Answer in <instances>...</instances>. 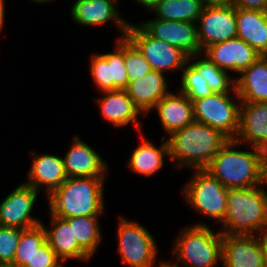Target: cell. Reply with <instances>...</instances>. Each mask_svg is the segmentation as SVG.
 <instances>
[{
  "label": "cell",
  "mask_w": 267,
  "mask_h": 267,
  "mask_svg": "<svg viewBox=\"0 0 267 267\" xmlns=\"http://www.w3.org/2000/svg\"><path fill=\"white\" fill-rule=\"evenodd\" d=\"M170 160L177 167L205 169L229 141L219 130L193 121L167 138Z\"/></svg>",
  "instance_id": "6da1fadb"
},
{
  "label": "cell",
  "mask_w": 267,
  "mask_h": 267,
  "mask_svg": "<svg viewBox=\"0 0 267 267\" xmlns=\"http://www.w3.org/2000/svg\"><path fill=\"white\" fill-rule=\"evenodd\" d=\"M105 178L68 177L47 198L50 215L60 218L102 216Z\"/></svg>",
  "instance_id": "7a4b0ae2"
},
{
  "label": "cell",
  "mask_w": 267,
  "mask_h": 267,
  "mask_svg": "<svg viewBox=\"0 0 267 267\" xmlns=\"http://www.w3.org/2000/svg\"><path fill=\"white\" fill-rule=\"evenodd\" d=\"M265 183L250 188H229L223 235H258L267 228Z\"/></svg>",
  "instance_id": "3957f363"
},
{
  "label": "cell",
  "mask_w": 267,
  "mask_h": 267,
  "mask_svg": "<svg viewBox=\"0 0 267 267\" xmlns=\"http://www.w3.org/2000/svg\"><path fill=\"white\" fill-rule=\"evenodd\" d=\"M239 145L235 139H229L205 169L228 189L263 185L256 147H251L253 151H241L235 149Z\"/></svg>",
  "instance_id": "277c9868"
},
{
  "label": "cell",
  "mask_w": 267,
  "mask_h": 267,
  "mask_svg": "<svg viewBox=\"0 0 267 267\" xmlns=\"http://www.w3.org/2000/svg\"><path fill=\"white\" fill-rule=\"evenodd\" d=\"M223 234L206 223L183 228L173 241L172 255L181 267H216L222 262Z\"/></svg>",
  "instance_id": "5b68a950"
},
{
  "label": "cell",
  "mask_w": 267,
  "mask_h": 267,
  "mask_svg": "<svg viewBox=\"0 0 267 267\" xmlns=\"http://www.w3.org/2000/svg\"><path fill=\"white\" fill-rule=\"evenodd\" d=\"M195 172L186 183L183 198L196 212L222 223L227 212L228 188L206 169Z\"/></svg>",
  "instance_id": "8992f818"
},
{
  "label": "cell",
  "mask_w": 267,
  "mask_h": 267,
  "mask_svg": "<svg viewBox=\"0 0 267 267\" xmlns=\"http://www.w3.org/2000/svg\"><path fill=\"white\" fill-rule=\"evenodd\" d=\"M233 95L235 97L228 93H213L193 100L194 121L219 130L229 139H235L239 129L241 99L236 91Z\"/></svg>",
  "instance_id": "52a82bcc"
},
{
  "label": "cell",
  "mask_w": 267,
  "mask_h": 267,
  "mask_svg": "<svg viewBox=\"0 0 267 267\" xmlns=\"http://www.w3.org/2000/svg\"><path fill=\"white\" fill-rule=\"evenodd\" d=\"M118 254L129 267H155L158 247L153 235L142 224L119 216Z\"/></svg>",
  "instance_id": "ba28073f"
},
{
  "label": "cell",
  "mask_w": 267,
  "mask_h": 267,
  "mask_svg": "<svg viewBox=\"0 0 267 267\" xmlns=\"http://www.w3.org/2000/svg\"><path fill=\"white\" fill-rule=\"evenodd\" d=\"M126 37L140 50L151 69L166 73L183 69L188 55L180 48L151 36L140 24L129 23Z\"/></svg>",
  "instance_id": "9c48e42d"
},
{
  "label": "cell",
  "mask_w": 267,
  "mask_h": 267,
  "mask_svg": "<svg viewBox=\"0 0 267 267\" xmlns=\"http://www.w3.org/2000/svg\"><path fill=\"white\" fill-rule=\"evenodd\" d=\"M197 33L201 54L212 44L236 38V7L231 3H207L198 18Z\"/></svg>",
  "instance_id": "30bf717a"
},
{
  "label": "cell",
  "mask_w": 267,
  "mask_h": 267,
  "mask_svg": "<svg viewBox=\"0 0 267 267\" xmlns=\"http://www.w3.org/2000/svg\"><path fill=\"white\" fill-rule=\"evenodd\" d=\"M39 192L25 183L15 187L0 203V225L27 229L41 224L31 214Z\"/></svg>",
  "instance_id": "8fae6325"
},
{
  "label": "cell",
  "mask_w": 267,
  "mask_h": 267,
  "mask_svg": "<svg viewBox=\"0 0 267 267\" xmlns=\"http://www.w3.org/2000/svg\"><path fill=\"white\" fill-rule=\"evenodd\" d=\"M139 24L154 38L180 48L188 56L201 54L197 23L154 18Z\"/></svg>",
  "instance_id": "7c38bea8"
},
{
  "label": "cell",
  "mask_w": 267,
  "mask_h": 267,
  "mask_svg": "<svg viewBox=\"0 0 267 267\" xmlns=\"http://www.w3.org/2000/svg\"><path fill=\"white\" fill-rule=\"evenodd\" d=\"M202 54H205L220 69L234 72L238 76L261 57L254 48L237 37L212 44Z\"/></svg>",
  "instance_id": "4fadbf2b"
},
{
  "label": "cell",
  "mask_w": 267,
  "mask_h": 267,
  "mask_svg": "<svg viewBox=\"0 0 267 267\" xmlns=\"http://www.w3.org/2000/svg\"><path fill=\"white\" fill-rule=\"evenodd\" d=\"M117 0H75L70 12L72 20L82 26H100L113 22L125 38L129 22L118 13Z\"/></svg>",
  "instance_id": "5bb4252c"
},
{
  "label": "cell",
  "mask_w": 267,
  "mask_h": 267,
  "mask_svg": "<svg viewBox=\"0 0 267 267\" xmlns=\"http://www.w3.org/2000/svg\"><path fill=\"white\" fill-rule=\"evenodd\" d=\"M67 177L106 178L108 166L104 159L79 135L73 136L71 146L63 157Z\"/></svg>",
  "instance_id": "9a60e30c"
},
{
  "label": "cell",
  "mask_w": 267,
  "mask_h": 267,
  "mask_svg": "<svg viewBox=\"0 0 267 267\" xmlns=\"http://www.w3.org/2000/svg\"><path fill=\"white\" fill-rule=\"evenodd\" d=\"M223 267H266L258 235H223Z\"/></svg>",
  "instance_id": "2e32d148"
},
{
  "label": "cell",
  "mask_w": 267,
  "mask_h": 267,
  "mask_svg": "<svg viewBox=\"0 0 267 267\" xmlns=\"http://www.w3.org/2000/svg\"><path fill=\"white\" fill-rule=\"evenodd\" d=\"M101 93L103 97L95 99L103 119L117 128L126 127L132 123L138 133L142 131L141 126L144 123L138 120V116L144 114L128 96L126 90H110Z\"/></svg>",
  "instance_id": "e0dca14e"
},
{
  "label": "cell",
  "mask_w": 267,
  "mask_h": 267,
  "mask_svg": "<svg viewBox=\"0 0 267 267\" xmlns=\"http://www.w3.org/2000/svg\"><path fill=\"white\" fill-rule=\"evenodd\" d=\"M31 156L34 158L27 173V181L23 183L36 191L45 189L48 197L68 178L63 157L46 153L37 155L35 151L31 152Z\"/></svg>",
  "instance_id": "ac0fdd59"
},
{
  "label": "cell",
  "mask_w": 267,
  "mask_h": 267,
  "mask_svg": "<svg viewBox=\"0 0 267 267\" xmlns=\"http://www.w3.org/2000/svg\"><path fill=\"white\" fill-rule=\"evenodd\" d=\"M165 75L152 69L129 83L126 89L128 96L144 115L150 113L155 105L170 92Z\"/></svg>",
  "instance_id": "d6986e66"
},
{
  "label": "cell",
  "mask_w": 267,
  "mask_h": 267,
  "mask_svg": "<svg viewBox=\"0 0 267 267\" xmlns=\"http://www.w3.org/2000/svg\"><path fill=\"white\" fill-rule=\"evenodd\" d=\"M267 139V102H241L239 129L235 140L257 147Z\"/></svg>",
  "instance_id": "ffe728a7"
},
{
  "label": "cell",
  "mask_w": 267,
  "mask_h": 267,
  "mask_svg": "<svg viewBox=\"0 0 267 267\" xmlns=\"http://www.w3.org/2000/svg\"><path fill=\"white\" fill-rule=\"evenodd\" d=\"M51 224L49 229L45 227L46 241L54 250L57 258L66 262L69 259L88 261L91 257L79 246L77 239H74L73 224L65 219L50 215Z\"/></svg>",
  "instance_id": "44dd1931"
},
{
  "label": "cell",
  "mask_w": 267,
  "mask_h": 267,
  "mask_svg": "<svg viewBox=\"0 0 267 267\" xmlns=\"http://www.w3.org/2000/svg\"><path fill=\"white\" fill-rule=\"evenodd\" d=\"M152 110L157 111L163 130L169 136L194 121L193 103L181 92H169Z\"/></svg>",
  "instance_id": "7402d4cb"
},
{
  "label": "cell",
  "mask_w": 267,
  "mask_h": 267,
  "mask_svg": "<svg viewBox=\"0 0 267 267\" xmlns=\"http://www.w3.org/2000/svg\"><path fill=\"white\" fill-rule=\"evenodd\" d=\"M237 38L267 56V11L236 7Z\"/></svg>",
  "instance_id": "603a6c76"
},
{
  "label": "cell",
  "mask_w": 267,
  "mask_h": 267,
  "mask_svg": "<svg viewBox=\"0 0 267 267\" xmlns=\"http://www.w3.org/2000/svg\"><path fill=\"white\" fill-rule=\"evenodd\" d=\"M140 137V145L133 150L127 166L133 173L149 177L162 169L165 158L170 157L169 145L166 136H162L160 146L145 139L141 132Z\"/></svg>",
  "instance_id": "cb8c5ba5"
},
{
  "label": "cell",
  "mask_w": 267,
  "mask_h": 267,
  "mask_svg": "<svg viewBox=\"0 0 267 267\" xmlns=\"http://www.w3.org/2000/svg\"><path fill=\"white\" fill-rule=\"evenodd\" d=\"M235 78L241 102H267V56H261Z\"/></svg>",
  "instance_id": "d4e9b609"
},
{
  "label": "cell",
  "mask_w": 267,
  "mask_h": 267,
  "mask_svg": "<svg viewBox=\"0 0 267 267\" xmlns=\"http://www.w3.org/2000/svg\"><path fill=\"white\" fill-rule=\"evenodd\" d=\"M206 0H162L151 11L156 19L197 23Z\"/></svg>",
  "instance_id": "484cf974"
},
{
  "label": "cell",
  "mask_w": 267,
  "mask_h": 267,
  "mask_svg": "<svg viewBox=\"0 0 267 267\" xmlns=\"http://www.w3.org/2000/svg\"><path fill=\"white\" fill-rule=\"evenodd\" d=\"M195 54L188 56V62L202 75L207 81L210 89L214 93H231L236 91L235 78L231 77L227 71L220 69L206 55ZM200 56L201 58H198ZM198 59H197V58Z\"/></svg>",
  "instance_id": "4316f807"
},
{
  "label": "cell",
  "mask_w": 267,
  "mask_h": 267,
  "mask_svg": "<svg viewBox=\"0 0 267 267\" xmlns=\"http://www.w3.org/2000/svg\"><path fill=\"white\" fill-rule=\"evenodd\" d=\"M65 220L73 224L74 239H77L79 246L92 257L103 239L99 216H77Z\"/></svg>",
  "instance_id": "83f0119b"
},
{
  "label": "cell",
  "mask_w": 267,
  "mask_h": 267,
  "mask_svg": "<svg viewBox=\"0 0 267 267\" xmlns=\"http://www.w3.org/2000/svg\"><path fill=\"white\" fill-rule=\"evenodd\" d=\"M45 226L42 222L37 226L22 230L13 264L18 267L32 266V257L46 242Z\"/></svg>",
  "instance_id": "f1b7e54d"
},
{
  "label": "cell",
  "mask_w": 267,
  "mask_h": 267,
  "mask_svg": "<svg viewBox=\"0 0 267 267\" xmlns=\"http://www.w3.org/2000/svg\"><path fill=\"white\" fill-rule=\"evenodd\" d=\"M182 70L181 89L179 92L183 93L191 101L214 93L207 84V81H205L203 74L201 75L188 61Z\"/></svg>",
  "instance_id": "f546056e"
},
{
  "label": "cell",
  "mask_w": 267,
  "mask_h": 267,
  "mask_svg": "<svg viewBox=\"0 0 267 267\" xmlns=\"http://www.w3.org/2000/svg\"><path fill=\"white\" fill-rule=\"evenodd\" d=\"M100 54L111 65L113 90H126L129 80L124 61V38L117 39L114 52Z\"/></svg>",
  "instance_id": "4dcf8cb0"
},
{
  "label": "cell",
  "mask_w": 267,
  "mask_h": 267,
  "mask_svg": "<svg viewBox=\"0 0 267 267\" xmlns=\"http://www.w3.org/2000/svg\"><path fill=\"white\" fill-rule=\"evenodd\" d=\"M124 61L129 83L152 70L140 50L127 37L124 38Z\"/></svg>",
  "instance_id": "1f68e13d"
},
{
  "label": "cell",
  "mask_w": 267,
  "mask_h": 267,
  "mask_svg": "<svg viewBox=\"0 0 267 267\" xmlns=\"http://www.w3.org/2000/svg\"><path fill=\"white\" fill-rule=\"evenodd\" d=\"M89 64L90 74L99 92L113 90L111 65L100 54H93Z\"/></svg>",
  "instance_id": "d6a6232c"
},
{
  "label": "cell",
  "mask_w": 267,
  "mask_h": 267,
  "mask_svg": "<svg viewBox=\"0 0 267 267\" xmlns=\"http://www.w3.org/2000/svg\"><path fill=\"white\" fill-rule=\"evenodd\" d=\"M22 230L0 225V264L13 263Z\"/></svg>",
  "instance_id": "836d02e7"
},
{
  "label": "cell",
  "mask_w": 267,
  "mask_h": 267,
  "mask_svg": "<svg viewBox=\"0 0 267 267\" xmlns=\"http://www.w3.org/2000/svg\"><path fill=\"white\" fill-rule=\"evenodd\" d=\"M59 261L54 250L46 241L32 257V266L23 267H54Z\"/></svg>",
  "instance_id": "e575fe53"
},
{
  "label": "cell",
  "mask_w": 267,
  "mask_h": 267,
  "mask_svg": "<svg viewBox=\"0 0 267 267\" xmlns=\"http://www.w3.org/2000/svg\"><path fill=\"white\" fill-rule=\"evenodd\" d=\"M231 4L243 9L267 11V0H233Z\"/></svg>",
  "instance_id": "d590c367"
},
{
  "label": "cell",
  "mask_w": 267,
  "mask_h": 267,
  "mask_svg": "<svg viewBox=\"0 0 267 267\" xmlns=\"http://www.w3.org/2000/svg\"><path fill=\"white\" fill-rule=\"evenodd\" d=\"M259 165L264 176L267 174V139L256 147Z\"/></svg>",
  "instance_id": "8d00e7d4"
},
{
  "label": "cell",
  "mask_w": 267,
  "mask_h": 267,
  "mask_svg": "<svg viewBox=\"0 0 267 267\" xmlns=\"http://www.w3.org/2000/svg\"><path fill=\"white\" fill-rule=\"evenodd\" d=\"M258 238L261 243L265 266L267 267V228L258 234Z\"/></svg>",
  "instance_id": "74e56055"
},
{
  "label": "cell",
  "mask_w": 267,
  "mask_h": 267,
  "mask_svg": "<svg viewBox=\"0 0 267 267\" xmlns=\"http://www.w3.org/2000/svg\"><path fill=\"white\" fill-rule=\"evenodd\" d=\"M138 4L145 7V9L152 10L162 0H135Z\"/></svg>",
  "instance_id": "f35d334b"
},
{
  "label": "cell",
  "mask_w": 267,
  "mask_h": 267,
  "mask_svg": "<svg viewBox=\"0 0 267 267\" xmlns=\"http://www.w3.org/2000/svg\"><path fill=\"white\" fill-rule=\"evenodd\" d=\"M5 9L6 7L4 0H0V33L4 28Z\"/></svg>",
  "instance_id": "ab89813d"
},
{
  "label": "cell",
  "mask_w": 267,
  "mask_h": 267,
  "mask_svg": "<svg viewBox=\"0 0 267 267\" xmlns=\"http://www.w3.org/2000/svg\"><path fill=\"white\" fill-rule=\"evenodd\" d=\"M158 267H181L175 263H170V262H167L166 260L165 261H159L158 262Z\"/></svg>",
  "instance_id": "60d3db41"
},
{
  "label": "cell",
  "mask_w": 267,
  "mask_h": 267,
  "mask_svg": "<svg viewBox=\"0 0 267 267\" xmlns=\"http://www.w3.org/2000/svg\"><path fill=\"white\" fill-rule=\"evenodd\" d=\"M233 0H206L207 3H232Z\"/></svg>",
  "instance_id": "b9f144b4"
},
{
  "label": "cell",
  "mask_w": 267,
  "mask_h": 267,
  "mask_svg": "<svg viewBox=\"0 0 267 267\" xmlns=\"http://www.w3.org/2000/svg\"><path fill=\"white\" fill-rule=\"evenodd\" d=\"M34 1L35 3H38V4H45V3H49V2H52V0H32Z\"/></svg>",
  "instance_id": "7bdbcfd3"
},
{
  "label": "cell",
  "mask_w": 267,
  "mask_h": 267,
  "mask_svg": "<svg viewBox=\"0 0 267 267\" xmlns=\"http://www.w3.org/2000/svg\"><path fill=\"white\" fill-rule=\"evenodd\" d=\"M0 267H18V266L13 263H6V264H0Z\"/></svg>",
  "instance_id": "ee69618b"
},
{
  "label": "cell",
  "mask_w": 267,
  "mask_h": 267,
  "mask_svg": "<svg viewBox=\"0 0 267 267\" xmlns=\"http://www.w3.org/2000/svg\"><path fill=\"white\" fill-rule=\"evenodd\" d=\"M64 262L59 261L54 267H64Z\"/></svg>",
  "instance_id": "f6af8a7d"
},
{
  "label": "cell",
  "mask_w": 267,
  "mask_h": 267,
  "mask_svg": "<svg viewBox=\"0 0 267 267\" xmlns=\"http://www.w3.org/2000/svg\"><path fill=\"white\" fill-rule=\"evenodd\" d=\"M264 183L267 186V174L264 176Z\"/></svg>",
  "instance_id": "bcb514c9"
}]
</instances>
